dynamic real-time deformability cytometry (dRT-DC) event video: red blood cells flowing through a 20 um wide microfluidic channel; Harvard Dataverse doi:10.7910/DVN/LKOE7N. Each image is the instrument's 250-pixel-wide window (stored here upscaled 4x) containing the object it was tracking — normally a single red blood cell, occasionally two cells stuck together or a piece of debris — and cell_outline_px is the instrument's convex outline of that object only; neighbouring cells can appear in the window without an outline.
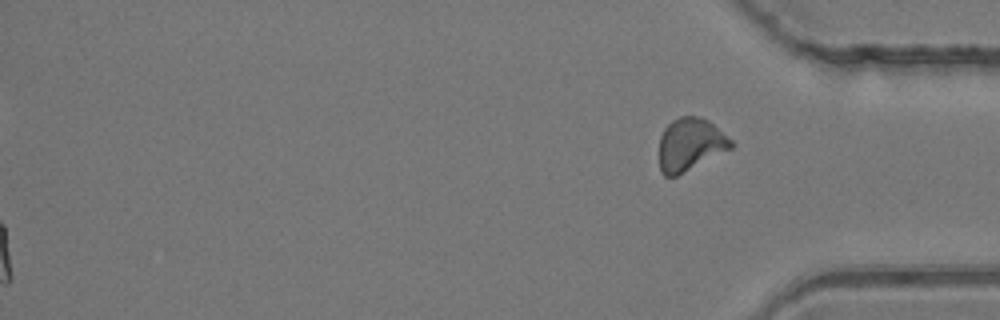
{"species": "common noctule bat (a hibernating species)", "species_latin": "Nyctalus noctula", "temperature_condition": "room temperature", "stored_images_in_passage": 51, "camera_frame_rate_fps": 3000, "um_per_image_px": 0.085, "animal": {"sex": "female", "body_mass_g": 24.6, "forearm_length_mm": 56.2}, "frame": {"image": 1, "passage_image": 51, "time_ms": 16.667, "image_size_px": [1000, 320], "cell_outline_px": [[736, 144], [732, 148], [676, 176], [664, 176], [660, 172], [660, 136], [664, 128], [672, 120], [680, 116], [700, 116], [708, 120], [732, 140]], "centroid_in_image_um": [58.67, 12.27], "position_along_channel_um": 376.5, "area_um2": 22.02}}